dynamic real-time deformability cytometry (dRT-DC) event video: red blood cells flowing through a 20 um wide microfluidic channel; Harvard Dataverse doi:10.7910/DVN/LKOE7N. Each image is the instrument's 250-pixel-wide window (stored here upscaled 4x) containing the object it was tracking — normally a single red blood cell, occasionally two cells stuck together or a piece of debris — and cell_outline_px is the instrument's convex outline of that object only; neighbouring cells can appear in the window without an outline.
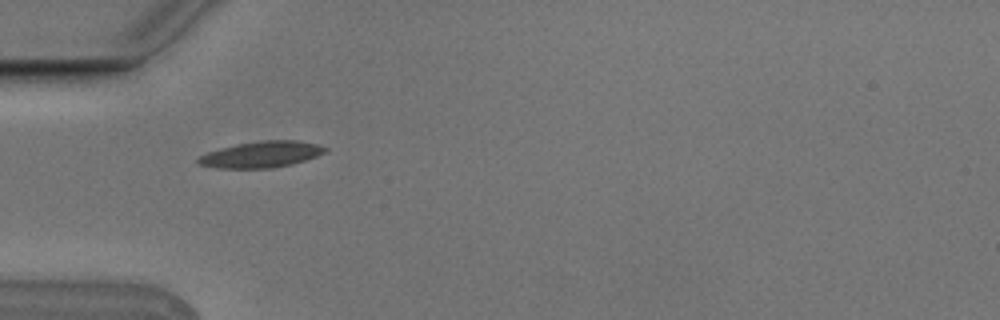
{"species": "Egyptian fruit bat (a non-hibernating species)", "species_latin": "Rousettus aegyptiacus", "temperature_condition": "cold", "stored_images_in_passage": 3, "camera_frame_rate_fps": 3000, "um_per_image_px": 0.085, "animal": {"sex": "male"}, "frame": {"image": 1, "passage_image": 2, "time_ms": 0.333, "image_size_px": [1000, 320], "cell_outline_px": [[328, 148], [324, 152], [316, 156], [292, 164], [268, 168], [216, 168], [200, 164], [196, 160], [200, 156], [208, 152], [220, 148], [236, 144], [260, 140], [300, 140], [316, 144]], "centroid_in_image_um": [22.2, 13.12], "position_along_channel_um": 62.8, "area_um2": 19.25}}